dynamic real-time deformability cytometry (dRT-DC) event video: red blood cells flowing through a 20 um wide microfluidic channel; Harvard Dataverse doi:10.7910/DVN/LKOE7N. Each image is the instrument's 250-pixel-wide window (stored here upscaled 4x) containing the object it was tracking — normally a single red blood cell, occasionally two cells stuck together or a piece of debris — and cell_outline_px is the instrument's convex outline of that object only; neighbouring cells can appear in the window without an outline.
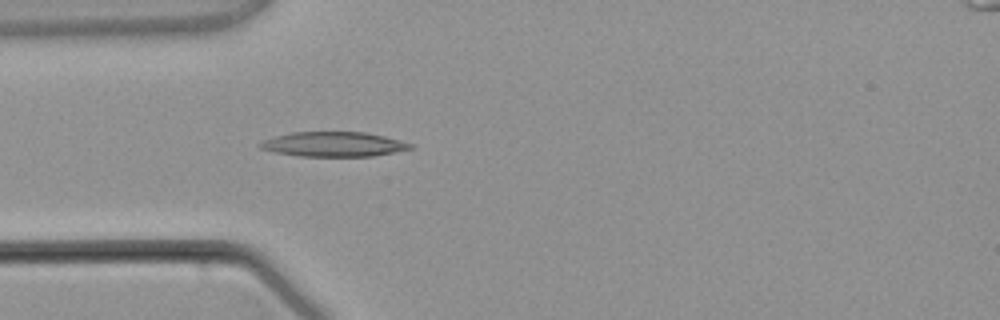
{"species": "common noctule bat (a hibernating species)", "species_latin": "Nyctalus noctula", "temperature_condition": "warm", "stored_images_in_passage": 3, "camera_frame_rate_fps": 3000, "um_per_image_px": 0.085, "animal": {"sex": "male", "body_mass_g": 21.5, "forearm_length_mm": 52.0}, "frame": {"image": 1, "passage_image": 3, "time_ms": 3.333, "image_size_px": [1000, 320], "cell_outline_px": [[416, 148], [372, 156], [300, 156], [276, 152], [260, 148], [256, 144], [264, 140], [276, 136], [292, 132], [364, 132], [384, 136], [400, 140], [412, 144]], "centroid_in_image_um": [28.37, 12.26], "position_along_channel_um": 56.6, "area_um2": 21.56}}